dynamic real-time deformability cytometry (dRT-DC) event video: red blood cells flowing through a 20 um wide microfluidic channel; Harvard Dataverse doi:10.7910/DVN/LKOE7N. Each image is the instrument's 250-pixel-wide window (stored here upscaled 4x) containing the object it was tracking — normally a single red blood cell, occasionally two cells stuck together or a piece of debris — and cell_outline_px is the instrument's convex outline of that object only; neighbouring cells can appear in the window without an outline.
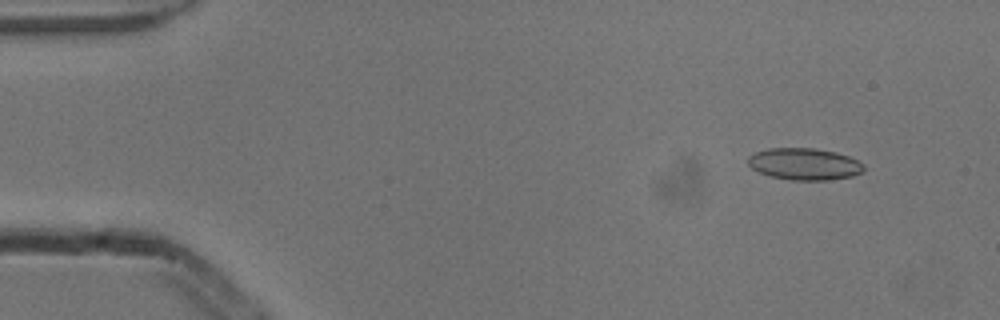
{"species": "common noctule bat (a hibernating species)", "species_latin": "Nyctalus noctula", "temperature_condition": "cold", "stored_images_in_passage": 4, "camera_frame_rate_fps": 3000, "um_per_image_px": 0.085, "animal": {"sex": "male", "body_mass_g": 13.3}, "frame": {"image": 1, "passage_image": 2, "time_ms": 0.333, "image_size_px": [1000, 320], "cell_outline_px": [[864, 172], [852, 176], [828, 180], [792, 180], [772, 176], [760, 172], [752, 168], [748, 164], [748, 156], [756, 152], [768, 148], [812, 148], [836, 152], [848, 156], [864, 164]], "centroid_in_image_um": [68.39, 13.94], "position_along_channel_um": 16.6, "area_um2": 21.39}}